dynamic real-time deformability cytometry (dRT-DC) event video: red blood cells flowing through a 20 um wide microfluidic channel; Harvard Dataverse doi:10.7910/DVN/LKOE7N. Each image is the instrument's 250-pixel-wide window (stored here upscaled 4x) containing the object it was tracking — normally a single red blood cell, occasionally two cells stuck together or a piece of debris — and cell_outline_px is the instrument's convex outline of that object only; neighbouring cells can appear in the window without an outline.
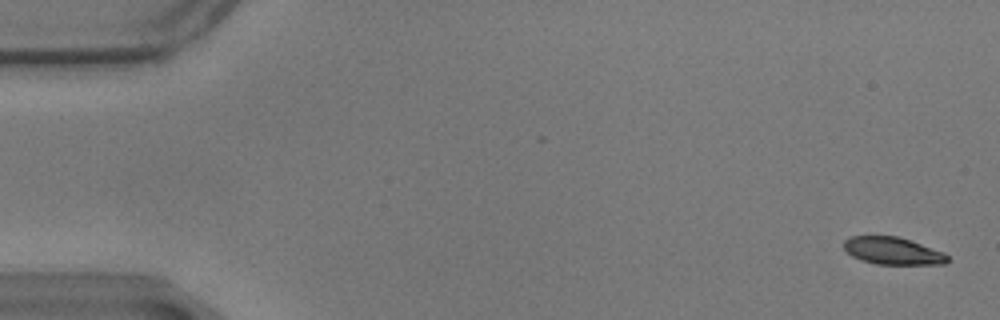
{"species": "common noctule bat (a hibernating species)", "species_latin": "Nyctalus noctula", "temperature_condition": "warm", "stored_images_in_passage": 59, "camera_frame_rate_fps": 3000, "um_per_image_px": 0.085, "animal": {"sex": "male", "body_mass_g": 17.9}, "frame": {"image": 1, "passage_image": 1, "time_ms": 0.0, "image_size_px": [1000, 320], "cell_outline_px": [[948, 260], [944, 264], [876, 264], [860, 260], [852, 256], [844, 248], [844, 240], [848, 236], [896, 236], [944, 252], [948, 256]], "centroid_in_image_um": [75.85, 21.33], "position_along_channel_um": 9.2, "area_um2": 16.36}}
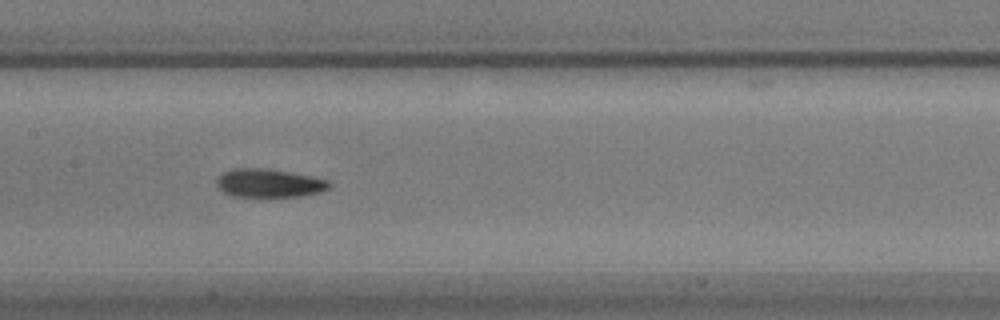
{"frame": {"image": 2, "passage_image": 28, "time_ms": 9.0, "image_size_px": [1000, 320], "cell_outline_px": [[332, 184], [328, 188], [320, 192], [300, 196], [260, 200], [256, 200], [232, 196], [224, 192], [216, 184], [216, 180], [224, 172], [232, 168], [268, 168], [312, 176], [328, 180]], "centroid_in_image_um": [22.85, 15.62], "position_along_channel_um": 184.5, "area_um2": 19.59}}
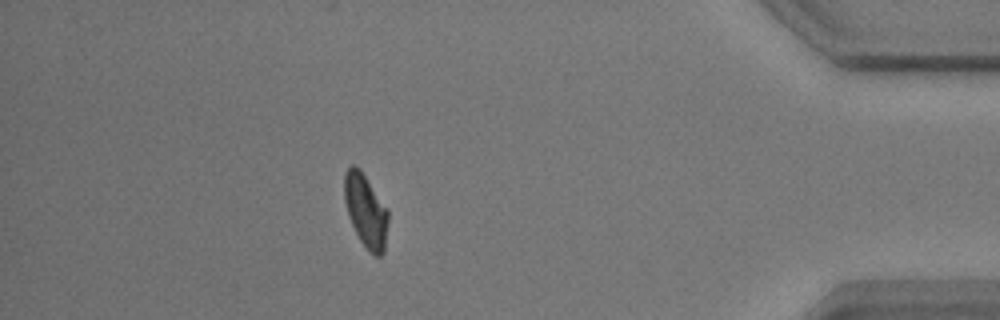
{"frame": {"image": 3, "passage_image": 51, "time_ms": 16.667, "image_size_px": [1000, 320], "cell_outline_px": [[388, 220], [384, 252], [380, 256], [376, 256], [368, 252], [360, 240], [348, 216], [344, 200], [344, 172], [352, 164], [356, 164], [360, 168], [388, 212]], "centroid_in_image_um": [31.06, 17.91], "position_along_channel_um": 404.1, "area_um2": 18.55}, "authors_computed_cell_mechanics": {"area_um2": 18.5538, "velocity_mm_per_s": 3.4494, "shape_relaxation_time_tau1_ms": 4.7098, "shape_relaxation_time_tau2_ms": 2.8473, "deformation_change_tau1": 0.1341, "deformation_change_tau2": 0.0845}}